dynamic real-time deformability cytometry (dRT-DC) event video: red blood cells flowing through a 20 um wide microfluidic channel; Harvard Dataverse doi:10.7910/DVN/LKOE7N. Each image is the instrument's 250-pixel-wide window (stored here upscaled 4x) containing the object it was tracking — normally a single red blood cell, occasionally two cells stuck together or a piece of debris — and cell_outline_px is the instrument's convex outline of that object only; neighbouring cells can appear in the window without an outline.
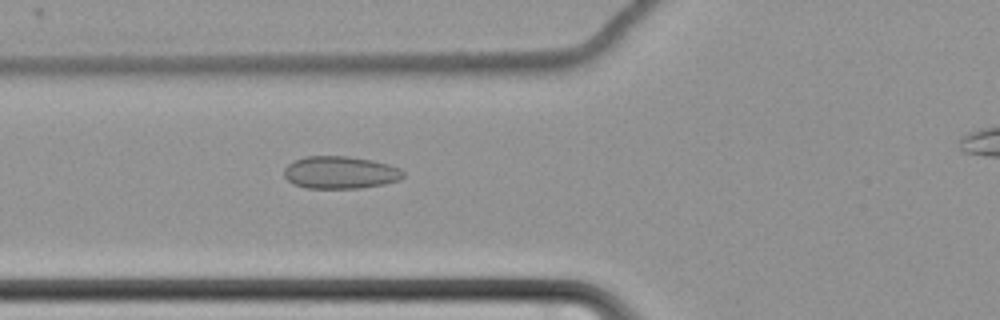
{"species": "common noctule bat (a hibernating species)", "species_latin": "Nyctalus noctula", "temperature_condition": "cold", "stored_images_in_passage": 49, "camera_frame_rate_fps": 3000, "um_per_image_px": 0.085, "animal": {"sex": "female", "body_mass_g": 22.7, "forearm_length_mm": 54.2}, "frame": {"image": 1, "passage_image": 17, "time_ms": 5.333, "image_size_px": [1000, 320], "cell_outline_px": [[404, 176], [400, 180], [384, 184], [360, 188], [304, 188], [292, 184], [284, 176], [284, 168], [292, 160], [304, 156], [348, 156], [372, 160], [388, 164], [400, 168], [404, 172]], "centroid_in_image_um": [28.9, 14.66], "position_along_channel_um": 96.9, "area_um2": 22.83}}
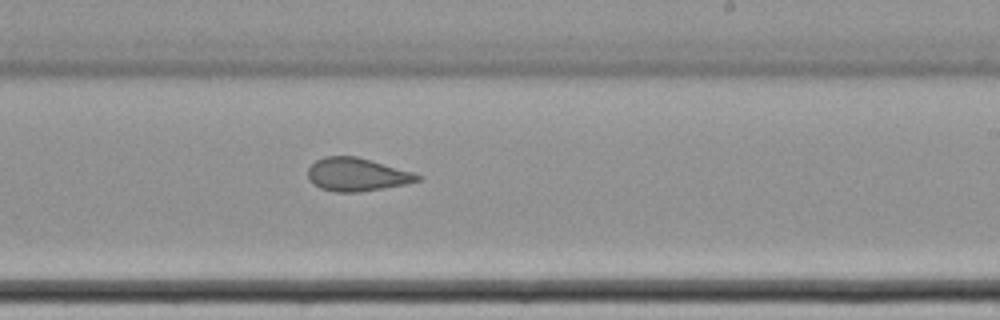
{"frame": {"image": 2, "passage_image": 31, "time_ms": 10.0, "image_size_px": [1000, 320], "cell_outline_px": [[420, 180], [404, 184], [360, 192], [336, 192], [320, 188], [312, 184], [308, 180], [308, 168], [316, 160], [324, 156], [356, 156], [412, 172], [420, 176]], "centroid_in_image_um": [30.27, 14.84], "position_along_channel_um": 258.7, "area_um2": 20.98}}
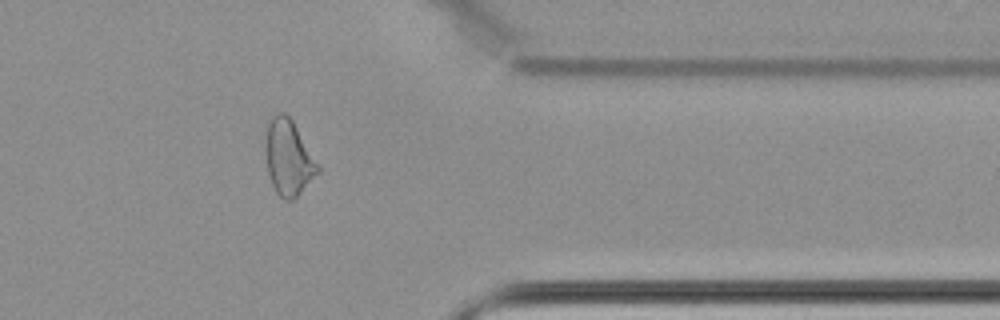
{"frame": {"image": 3, "passage_image": 43, "time_ms": 14.0, "image_size_px": [1000, 320], "cell_outline_px": [[320, 172], [292, 200], [284, 200], [276, 192], [272, 184], [268, 172], [264, 148], [264, 124], [276, 112], [284, 112], [292, 120], [320, 168]], "centroid_in_image_um": [24.46, 13.35], "position_along_channel_um": 386.9, "area_um2": 23.18}}